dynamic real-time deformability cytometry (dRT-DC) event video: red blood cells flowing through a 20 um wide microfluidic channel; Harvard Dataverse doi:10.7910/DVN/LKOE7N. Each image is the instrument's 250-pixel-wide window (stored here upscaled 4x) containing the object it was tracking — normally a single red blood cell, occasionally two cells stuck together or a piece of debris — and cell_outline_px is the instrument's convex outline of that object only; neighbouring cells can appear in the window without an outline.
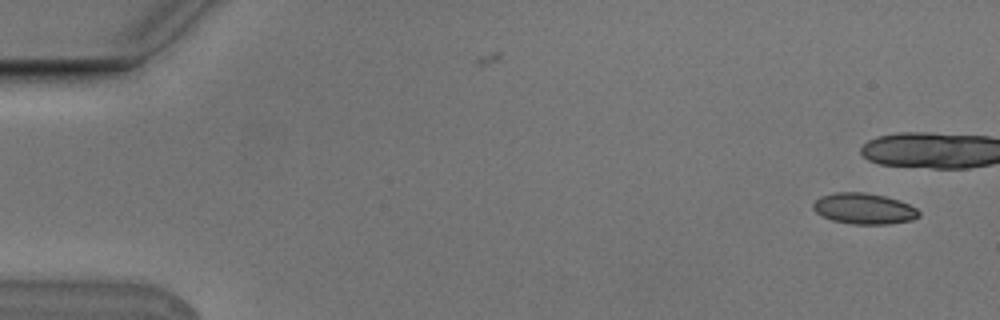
{"species": "Egyptian fruit bat (a non-hibernating species)", "species_latin": "Rousettus aegyptiacus", "temperature_condition": "cold", "stored_images_in_passage": 2, "camera_frame_rate_fps": 3000, "um_per_image_px": 0.085, "animal": {"sex": "male"}, "frame": {"image": 1, "passage_image": 2, "time_ms": 0.333, "image_size_px": [1000, 320], "cell_outline_px": [[920, 216], [912, 220], [888, 224], [852, 224], [832, 220], [816, 212], [812, 208], [812, 204], [820, 196], [836, 192], [864, 192], [884, 196], [908, 204], [916, 208], [920, 212]], "centroid_in_image_um": [73.43, 17.73], "position_along_channel_um": 11.6, "area_um2": 18.96}}